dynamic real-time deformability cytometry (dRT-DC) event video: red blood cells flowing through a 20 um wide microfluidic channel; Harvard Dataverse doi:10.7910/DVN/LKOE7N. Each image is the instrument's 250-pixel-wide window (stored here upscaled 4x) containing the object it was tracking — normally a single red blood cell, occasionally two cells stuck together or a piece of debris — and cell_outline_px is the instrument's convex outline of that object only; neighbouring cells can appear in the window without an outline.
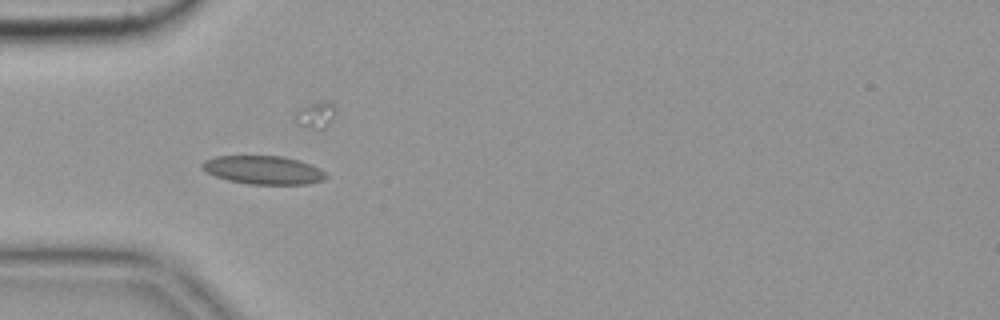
{"species": "common noctule bat (a hibernating species)", "species_latin": "Nyctalus noctula", "temperature_condition": "cold", "stored_images_in_passage": 56, "camera_frame_rate_fps": 3000, "um_per_image_px": 0.085, "animal": {"sex": "female", "body_mass_g": 19.9}, "frame": {"image": 1, "passage_image": 17, "time_ms": 5.333, "image_size_px": [1000, 320], "cell_outline_px": [[328, 176], [324, 180], [308, 184], [248, 184], [228, 180], [204, 172], [200, 168], [200, 164], [204, 160], [216, 156], [284, 156], [320, 168]], "centroid_in_image_um": [22.34, 14.45], "position_along_channel_um": 62.7, "area_um2": 20.58}}
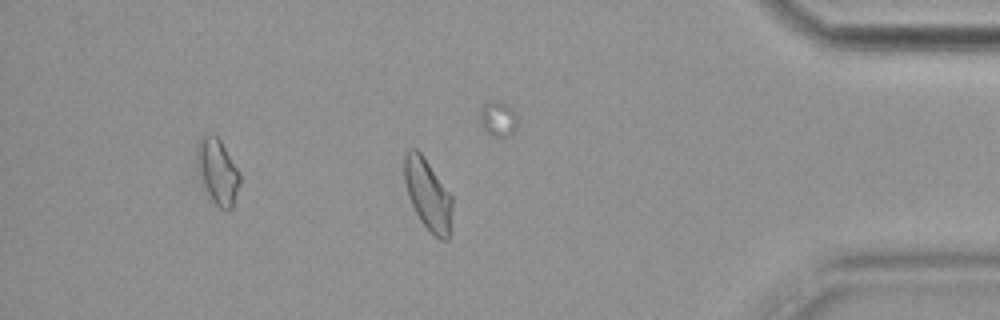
{"frame": {"image": 2, "passage_image": 48, "time_ms": 15.667, "image_size_px": [1000, 320], "cell_outline_px": [[452, 208], [448, 240], [440, 240], [420, 220], [408, 196], [404, 180], [404, 156], [408, 148], [416, 148], [420, 152], [452, 196]], "centroid_in_image_um": [36.35, 16.5], "position_along_channel_um": 398.8, "area_um2": 19.54}, "authors_computed_cell_mechanics": {"area_um2": 20.0277, "velocity_mm_per_s": 3.5989, "shape_relaxation_time_tau1_ms": null, "shape_relaxation_time_tau2_ms": 2.7128, "deformation_change_tau1": null, "deformation_change_tau2": 0.0535}}